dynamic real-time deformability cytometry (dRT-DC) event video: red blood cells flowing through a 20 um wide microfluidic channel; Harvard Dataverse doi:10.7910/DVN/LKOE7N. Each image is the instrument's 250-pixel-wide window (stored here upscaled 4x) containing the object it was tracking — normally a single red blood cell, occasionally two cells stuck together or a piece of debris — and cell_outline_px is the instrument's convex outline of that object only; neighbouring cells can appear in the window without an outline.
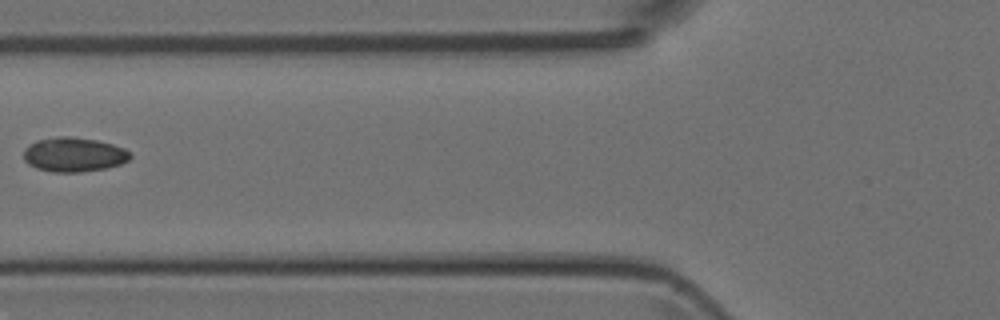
{"species": "Egyptian fruit bat (a non-hibernating species)", "species_latin": "Rousettus aegyptiacus", "temperature_condition": "room temperature", "stored_images_in_passage": 7, "camera_frame_rate_fps": 3000, "um_per_image_px": 0.085, "animal": {"sex": "female"}, "frame": {"image": 1, "passage_image": 6, "time_ms": 5.667, "image_size_px": [1000, 320], "cell_outline_px": [[132, 156], [128, 160], [120, 164], [108, 168], [80, 172], [52, 172], [36, 168], [28, 164], [24, 160], [24, 148], [36, 140], [56, 136], [72, 136], [96, 140], [112, 144], [124, 148]], "centroid_in_image_um": [6.25, 13.14], "position_along_channel_um": 119.5, "area_um2": 21.5}}
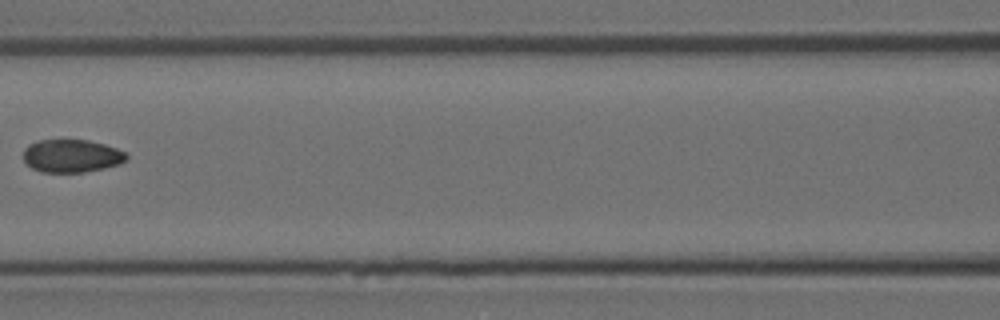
{"frame": {"image": 2, "passage_image": 7, "time_ms": 6.667, "image_size_px": [1000, 320], "cell_outline_px": [[128, 156], [120, 164], [104, 168], [84, 172], [40, 172], [32, 168], [24, 160], [24, 148], [28, 144], [36, 140], [88, 140], [104, 144], [116, 148], [124, 152]], "centroid_in_image_um": [6.06, 13.25], "position_along_channel_um": 160.5, "area_um2": 19.77}}